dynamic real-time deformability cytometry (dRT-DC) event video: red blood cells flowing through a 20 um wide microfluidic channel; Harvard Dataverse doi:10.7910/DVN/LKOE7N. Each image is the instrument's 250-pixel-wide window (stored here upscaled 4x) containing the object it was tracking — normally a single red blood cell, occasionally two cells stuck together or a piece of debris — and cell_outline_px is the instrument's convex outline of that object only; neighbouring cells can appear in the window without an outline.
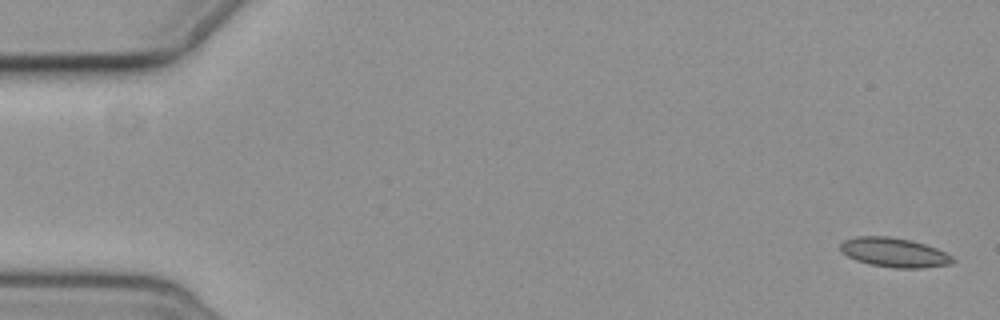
{"species": "common noctule bat (a hibernating species)", "species_latin": "Nyctalus noctula", "temperature_condition": "cold", "stored_images_in_passage": 4, "camera_frame_rate_fps": 3000, "um_per_image_px": 0.085, "animal": {"sex": "female", "body_mass_g": 19.3, "forearm_length_mm": 54.1}, "frame": {"image": 1, "passage_image": 1, "time_ms": 0.0, "image_size_px": [1000, 320], "cell_outline_px": [[956, 260], [952, 264], [924, 268], [892, 268], [868, 264], [856, 260], [848, 256], [840, 248], [840, 244], [844, 240], [856, 236], [888, 236], [908, 240], [924, 244], [936, 248], [952, 256]], "centroid_in_image_um": [76.02, 21.47], "position_along_channel_um": 9.0, "area_um2": 19.19}}
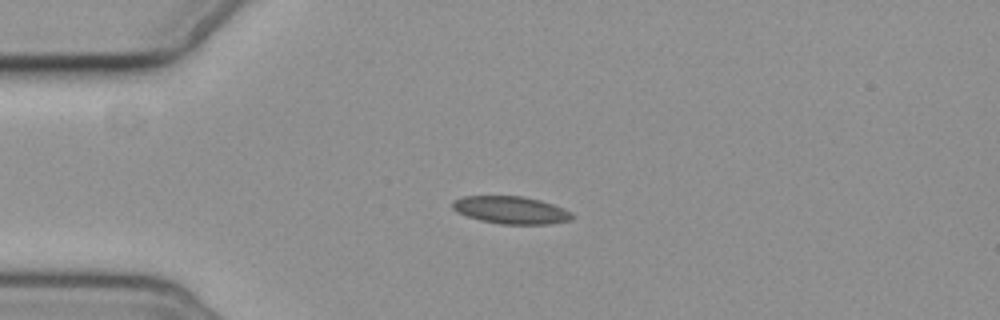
{"frame": {"image": 2, "passage_image": 4, "time_ms": 4.333, "image_size_px": [1000, 320], "cell_outline_px": [[576, 216], [572, 220], [548, 224], [500, 224], [480, 220], [456, 212], [452, 208], [452, 200], [464, 196], [520, 196], [540, 200], [552, 204], [572, 212]], "centroid_in_image_um": [43.43, 17.86], "position_along_channel_um": 41.6, "area_um2": 19.25}}